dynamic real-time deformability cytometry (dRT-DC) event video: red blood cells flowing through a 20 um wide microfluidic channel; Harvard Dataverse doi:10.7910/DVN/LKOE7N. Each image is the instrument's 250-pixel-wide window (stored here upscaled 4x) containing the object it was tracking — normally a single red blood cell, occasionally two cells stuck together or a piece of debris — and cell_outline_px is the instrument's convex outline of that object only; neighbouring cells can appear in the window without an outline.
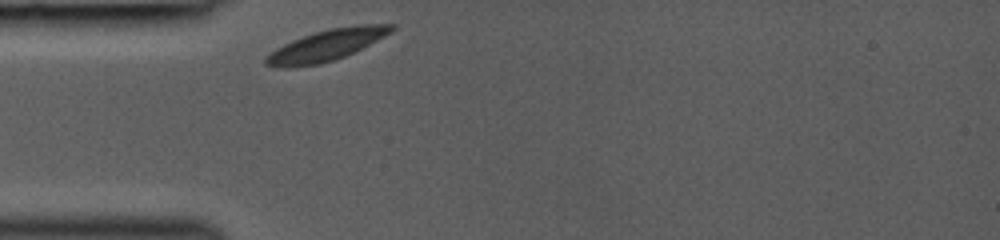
{"species": "common noctule bat (a hibernating species)", "species_latin": "Nyctalus noctula", "temperature_condition": "room temperature", "stored_images_in_passage": 27, "camera_frame_rate_fps": 3000, "um_per_image_px": 0.085, "animal": {"sex": "female", "body_mass_g": 19.0, "forearm_length_mm": 53.3}, "frame": {"image": 1, "passage_image": 1, "time_ms": 0.0, "image_size_px": [1000, 240], "cell_outline_px": [[396, 28], [392, 32], [344, 56], [320, 64], [284, 68], [280, 68], [264, 64], [264, 60], [276, 48], [292, 40], [316, 32], [332, 28], [364, 24], [396, 24]], "centroid_in_image_um": [27.75, 3.84], "position_along_channel_um": 57.3, "area_um2": 22.25}}
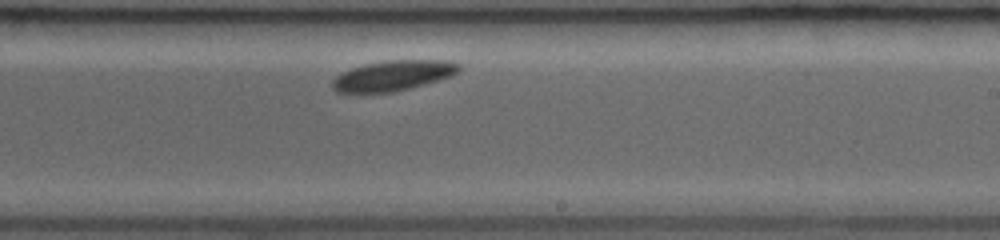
{"frame": {"image": 2, "passage_image": 16, "time_ms": 5.0, "image_size_px": [1000, 240], "cell_outline_px": [[460, 72], [452, 76], [424, 84], [392, 92], [336, 92], [332, 88], [332, 80], [336, 76], [352, 68], [364, 64], [384, 60], [448, 60], [460, 64]], "centroid_in_image_um": [33.44, 6.41], "position_along_channel_um": 255.6, "area_um2": 22.25}}
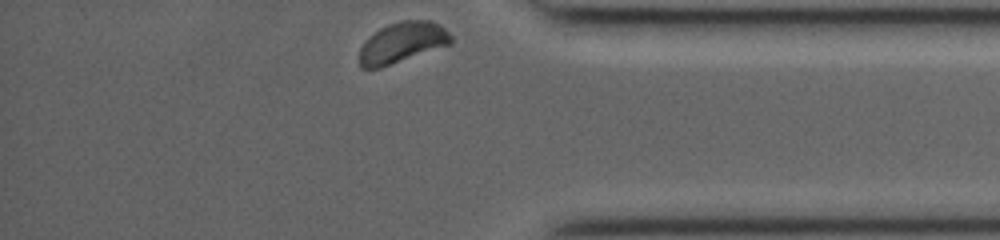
{"frame": {"image": 3, "passage_image": 27, "time_ms": 8.667, "image_size_px": [1000, 240], "cell_outline_px": [[452, 44], [380, 68], [360, 68], [360, 48], [364, 40], [380, 28], [388, 24], [400, 20], [432, 20], [440, 24], [452, 36]], "centroid_in_image_um": [34.2, 3.6], "position_along_channel_um": 401.0, "area_um2": 21.85}}